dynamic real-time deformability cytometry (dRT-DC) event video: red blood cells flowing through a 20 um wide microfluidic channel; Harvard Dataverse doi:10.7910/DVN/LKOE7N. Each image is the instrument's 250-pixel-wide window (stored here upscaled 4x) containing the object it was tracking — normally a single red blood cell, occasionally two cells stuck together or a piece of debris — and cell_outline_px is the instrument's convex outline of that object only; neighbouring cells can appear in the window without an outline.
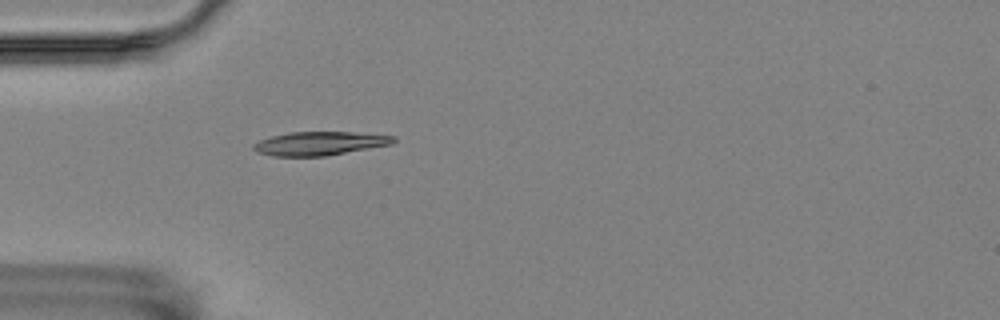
{"species": "Egyptian fruit bat (a non-hibernating species)", "species_latin": "Rousettus aegyptiacus", "temperature_condition": "room temperature", "stored_images_in_passage": 57, "camera_frame_rate_fps": 3000, "um_per_image_px": 0.085, "animal": {"sex": "female"}, "frame": {"image": 1, "passage_image": 17, "time_ms": 5.333, "image_size_px": [1000, 320], "cell_outline_px": [[396, 140], [392, 144], [324, 156], [272, 156], [256, 152], [252, 148], [252, 144], [260, 140], [272, 136], [288, 132], [352, 132], [396, 136]], "centroid_in_image_um": [27.14, 12.19], "position_along_channel_um": 57.9, "area_um2": 19.25}}
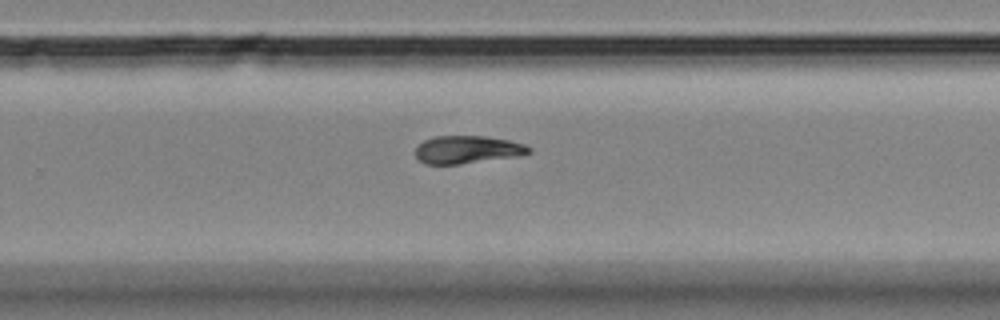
{"frame": {"image": 2, "passage_image": 37, "time_ms": 12.0, "image_size_px": [1000, 320], "cell_outline_px": [[532, 152], [520, 156], [460, 164], [424, 164], [416, 156], [416, 148], [424, 140], [432, 136], [488, 136], [508, 140], [524, 144], [532, 148]], "centroid_in_image_um": [39.76, 12.71], "position_along_channel_um": 290.0, "area_um2": 18.5}}
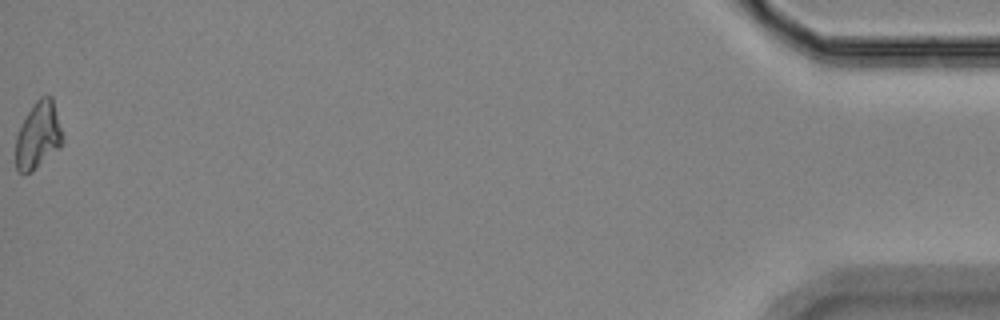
{"frame": {"image": 3, "passage_image": 57, "time_ms": 18.667, "image_size_px": [1000, 320], "cell_outline_px": [[64, 144], [60, 148], [32, 172], [16, 172], [16, 136], [32, 104], [40, 96], [52, 96], [64, 136]], "centroid_in_image_um": [3.28, 11.51], "position_along_channel_um": 431.9, "area_um2": 18.44}, "authors_computed_cell_mechanics": {"area_um2": 18.496, "velocity_mm_per_s": 3.5407, "shape_relaxation_time_tau1_ms": 4.9688, "shape_relaxation_time_tau2_ms": 4.9677, "deformation_change_tau1": 0.1997, "deformation_change_tau2": 0.1187}}